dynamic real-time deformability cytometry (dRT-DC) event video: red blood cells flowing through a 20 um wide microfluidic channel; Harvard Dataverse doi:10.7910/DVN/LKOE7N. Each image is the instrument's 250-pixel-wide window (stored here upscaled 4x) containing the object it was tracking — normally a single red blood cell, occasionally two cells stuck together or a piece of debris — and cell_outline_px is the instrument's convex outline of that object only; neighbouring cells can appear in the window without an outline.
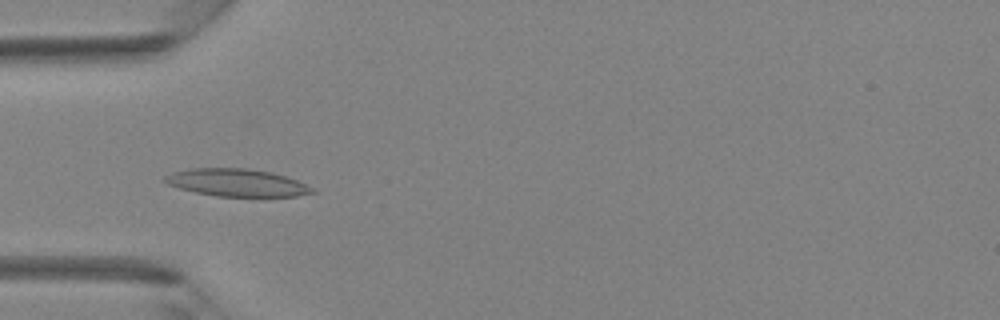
{"species": "Egyptian fruit bat (a non-hibernating species)", "species_latin": "Rousettus aegyptiacus", "temperature_condition": "room temperature", "stored_images_in_passage": 43, "camera_frame_rate_fps": 3000, "um_per_image_px": 0.085, "animal": {"sex": "female"}, "frame": {"image": 1, "passage_image": 14, "time_ms": 4.333, "image_size_px": [1000, 320], "cell_outline_px": [[316, 192], [296, 196], [216, 196], [196, 192], [180, 188], [168, 184], [164, 180], [164, 176], [172, 172], [192, 168], [244, 168], [272, 172], [296, 180], [312, 188]], "centroid_in_image_um": [20.1, 15.52], "position_along_channel_um": 64.9, "area_um2": 23.29}}
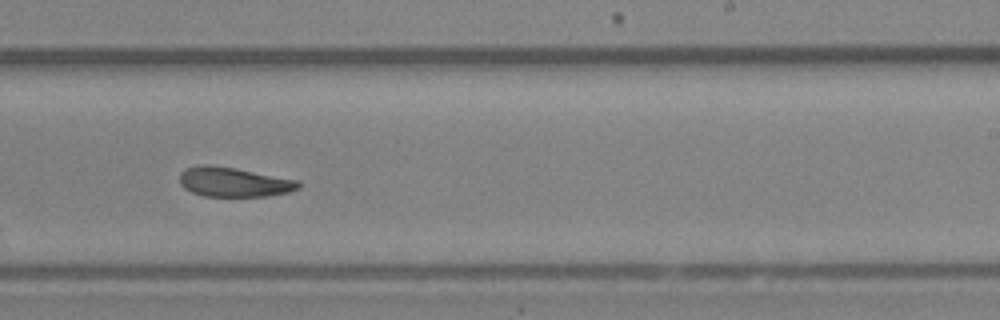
{"frame": {"image": 2, "passage_image": 27, "time_ms": 8.667, "image_size_px": [1000, 320], "cell_outline_px": [[300, 188], [288, 192], [264, 196], [204, 196], [192, 192], [184, 188], [180, 184], [180, 172], [188, 168], [200, 164], [208, 164], [236, 168], [300, 180]], "centroid_in_image_um": [19.88, 15.46], "position_along_channel_um": 269.1, "area_um2": 20.52}}
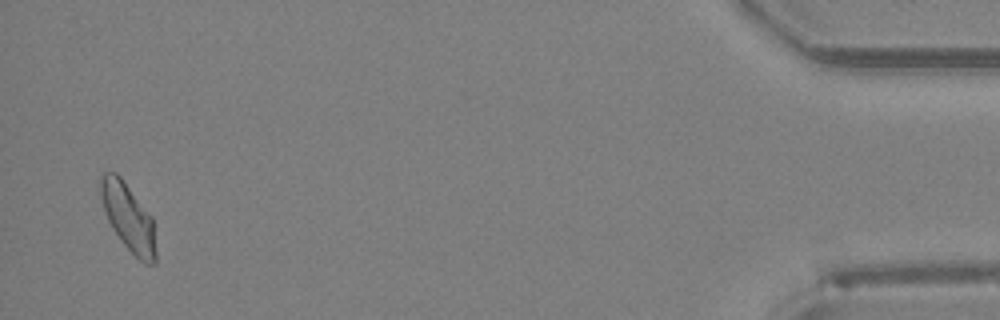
{"frame": {"image": 3, "passage_image": 42, "time_ms": 13.667, "image_size_px": [1000, 320], "cell_outline_px": [[156, 264], [144, 264], [120, 240], [112, 228], [108, 220], [100, 196], [100, 176], [104, 172], [116, 172], [120, 176], [152, 216], [156, 252]], "centroid_in_image_um": [10.91, 18.47], "position_along_channel_um": 424.3, "area_um2": 21.56}}